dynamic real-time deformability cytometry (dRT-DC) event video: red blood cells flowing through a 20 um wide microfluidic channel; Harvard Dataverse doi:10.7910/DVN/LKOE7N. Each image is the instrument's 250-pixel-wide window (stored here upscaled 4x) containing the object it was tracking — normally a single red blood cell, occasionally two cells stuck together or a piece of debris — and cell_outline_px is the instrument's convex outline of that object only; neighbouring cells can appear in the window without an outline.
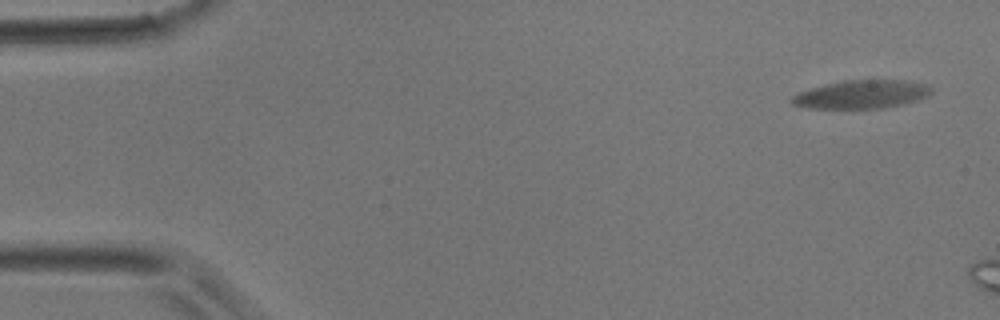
{"species": "common noctule bat (a hibernating species)", "species_latin": "Nyctalus noctula", "temperature_condition": "room temperature", "stored_images_in_passage": 3, "camera_frame_rate_fps": 3000, "um_per_image_px": 0.085, "animal": {"sex": "male", "body_mass_g": 17.9}, "frame": {"image": 1, "passage_image": 1, "time_ms": 0.0, "image_size_px": [1000, 320], "cell_outline_px": [[932, 92], [928, 96], [904, 104], [884, 108], [808, 108], [792, 104], [788, 100], [792, 96], [800, 92], [812, 88], [844, 80], [908, 80], [928, 84], [932, 88]], "centroid_in_image_um": [73.27, 8.02], "position_along_channel_um": 11.7, "area_um2": 23.06}}